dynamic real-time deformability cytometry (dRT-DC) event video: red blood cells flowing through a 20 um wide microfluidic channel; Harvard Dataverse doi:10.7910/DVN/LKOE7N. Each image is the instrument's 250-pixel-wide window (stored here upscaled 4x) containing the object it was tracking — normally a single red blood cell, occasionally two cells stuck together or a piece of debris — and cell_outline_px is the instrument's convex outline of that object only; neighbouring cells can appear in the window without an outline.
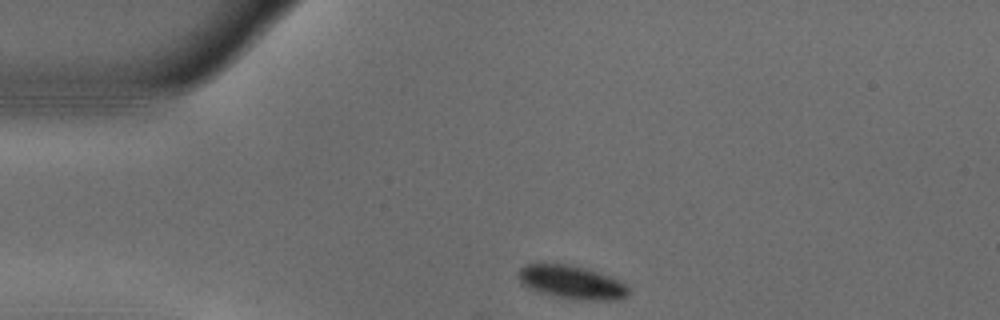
{"species": "common noctule bat (a hibernating species)", "species_latin": "Nyctalus noctula", "temperature_condition": "warm", "stored_images_in_passage": 44, "camera_frame_rate_fps": 3000, "um_per_image_px": 0.085, "animal": {"sex": "male", "body_mass_g": 18.8}, "frame": {"image": 1, "passage_image": 1, "time_ms": 0.0, "image_size_px": [1000, 320], "cell_outline_px": [[628, 296], [620, 300], [580, 300], [552, 296], [536, 292], [528, 288], [516, 276], [516, 272], [524, 264], [576, 264], [620, 280], [628, 284]], "centroid_in_image_um": [48.6, 23.99], "position_along_channel_um": 36.4, "area_um2": 21.96}}
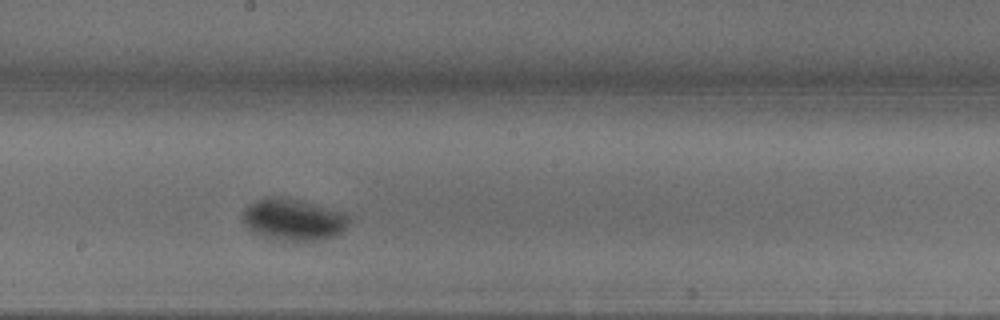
{"frame": {"image": 2, "passage_image": 19, "time_ms": 6.0, "image_size_px": [1000, 320], "cell_outline_px": [[348, 220], [344, 232], [336, 236], [324, 240], [284, 240], [264, 236], [252, 232], [244, 220], [244, 208], [248, 204], [256, 200], [272, 196], [280, 196], [348, 212]], "centroid_in_image_um": [24.99, 18.66], "position_along_channel_um": 223.2, "area_um2": 25.72}}
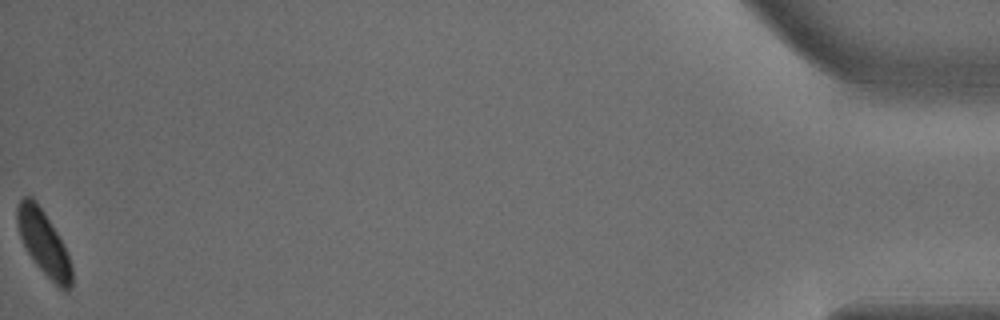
{"frame": {"image": 3, "passage_image": 44, "time_ms": 14.333, "image_size_px": [1000, 320], "cell_outline_px": [[72, 288], [64, 292], [36, 264], [28, 252], [20, 236], [16, 220], [16, 208], [20, 200], [24, 196], [32, 196], [36, 200], [44, 212], [56, 232], [68, 256], [72, 268]], "centroid_in_image_um": [3.7, 20.63], "position_along_channel_um": 431.5, "area_um2": 20.06}, "authors_computed_cell_mechanics": {"area_um2": 23.9292, "velocity_mm_per_s": 3.6829, "shape_relaxation_time_tau1_ms": 6.127, "shape_relaxation_time_tau2_ms": null, "deformation_change_tau1": 0.1576, "deformation_change_tau2": null}}